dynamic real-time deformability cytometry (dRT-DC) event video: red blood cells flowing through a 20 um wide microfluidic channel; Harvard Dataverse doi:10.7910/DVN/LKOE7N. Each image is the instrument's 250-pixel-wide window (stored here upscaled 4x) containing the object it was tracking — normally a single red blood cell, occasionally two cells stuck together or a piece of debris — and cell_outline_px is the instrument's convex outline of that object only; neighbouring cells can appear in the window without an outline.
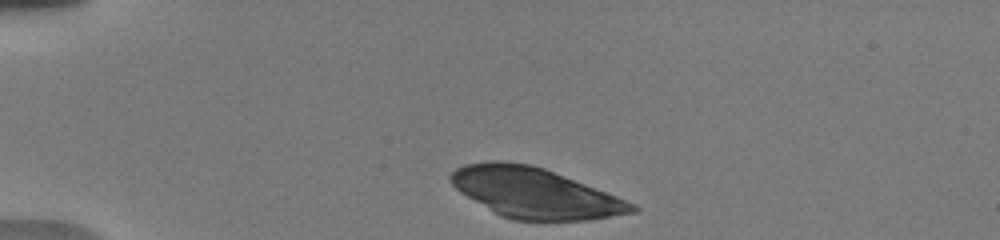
{"species": "human", "species_latin": "Homo sapiens", "temperature_condition": "warm", "stored_images_in_passage": 34, "camera_frame_rate_fps": 3000, "um_per_image_px": 0.085, "donor": {"sex": "male"}, "frame": {"image": 1, "passage_image": 1, "time_ms": 0.0, "image_size_px": [1000, 240], "cell_outline_px": [[640, 208], [636, 212], [588, 220], [512, 220], [500, 216], [460, 192], [452, 184], [448, 176], [456, 168], [464, 164], [496, 160], [500, 160], [532, 164], [544, 168], [616, 196], [636, 204]], "centroid_in_image_um": [45.44, 16.39], "position_along_channel_um": 39.6, "area_um2": 52.71}}